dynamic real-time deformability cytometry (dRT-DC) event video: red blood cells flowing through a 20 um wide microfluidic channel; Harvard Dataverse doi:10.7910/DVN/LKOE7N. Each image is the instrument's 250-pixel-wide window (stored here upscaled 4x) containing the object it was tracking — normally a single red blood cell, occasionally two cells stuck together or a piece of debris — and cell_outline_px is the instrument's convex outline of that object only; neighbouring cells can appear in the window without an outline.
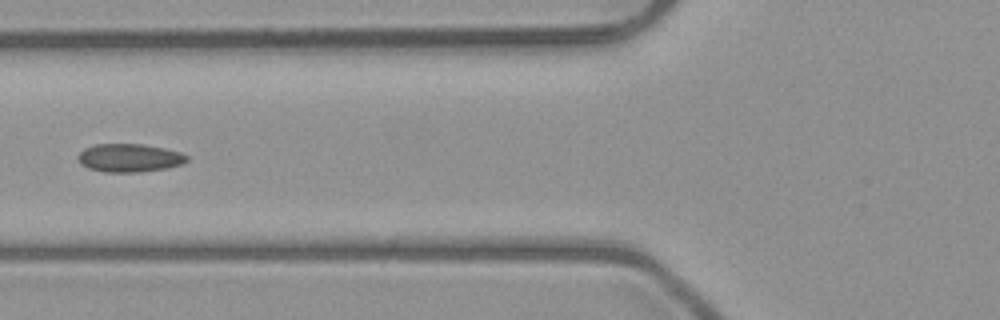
{"species": "common noctule bat (a hibernating species)", "species_latin": "Nyctalus noctula", "temperature_condition": "room temperature", "stored_images_in_passage": 4, "camera_frame_rate_fps": 3000, "um_per_image_px": 0.085, "animal": {"sex": "male", "body_mass_g": 23.1, "forearm_length_mm": 52.7}, "frame": {"image": 1, "passage_image": 3, "time_ms": 2.333, "image_size_px": [1000, 320], "cell_outline_px": [[188, 160], [180, 164], [168, 168], [140, 172], [104, 172], [88, 168], [80, 164], [76, 156], [84, 148], [96, 144], [144, 144], [164, 148], [180, 152], [188, 156]], "centroid_in_image_um": [10.97, 13.42], "position_along_channel_um": 114.8, "area_um2": 18.03}}
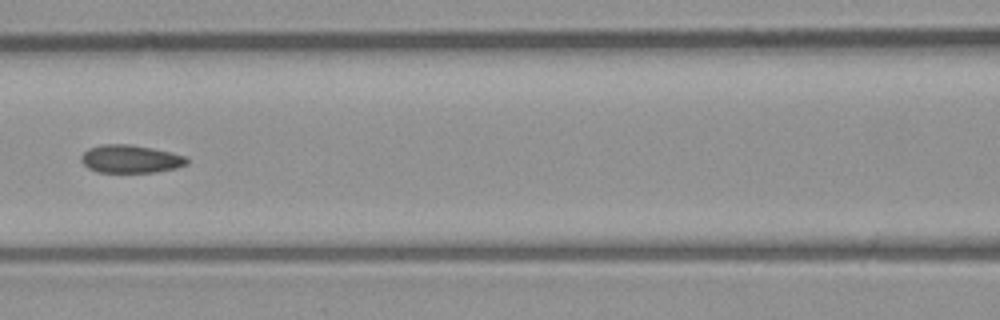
{"frame": {"image": 2, "passage_image": 4, "time_ms": 3.333, "image_size_px": [1000, 320], "cell_outline_px": [[188, 164], [176, 168], [156, 172], [96, 172], [88, 168], [80, 160], [80, 156], [88, 148], [104, 144], [132, 144], [172, 152], [188, 156]], "centroid_in_image_um": [11.11, 13.51], "position_along_channel_um": 155.5, "area_um2": 17.46}}